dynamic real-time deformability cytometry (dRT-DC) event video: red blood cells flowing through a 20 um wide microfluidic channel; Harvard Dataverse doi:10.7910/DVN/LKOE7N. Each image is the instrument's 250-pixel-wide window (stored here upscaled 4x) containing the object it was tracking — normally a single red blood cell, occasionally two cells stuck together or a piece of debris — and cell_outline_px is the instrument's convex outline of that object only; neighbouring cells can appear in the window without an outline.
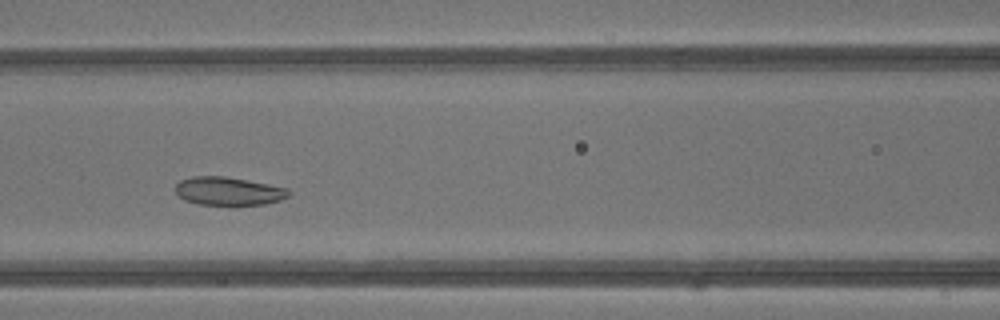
{"species": "common noctule bat (a hibernating species)", "species_latin": "Nyctalus noctula", "temperature_condition": "warm", "stored_images_in_passage": 37, "camera_frame_rate_fps": 3000, "um_per_image_px": 0.085, "animal": {"sex": "male", "body_mass_g": 13.3}, "frame": {"image": 1, "passage_image": 13, "time_ms": 4.0, "image_size_px": [1000, 320], "cell_outline_px": [[292, 192], [288, 196], [280, 200], [264, 204], [200, 204], [184, 200], [176, 192], [176, 184], [180, 180], [192, 176], [224, 176], [268, 184], [288, 188]], "centroid_in_image_um": [19.42, 16.23], "position_along_channel_um": 147.2, "area_um2": 18.44}}
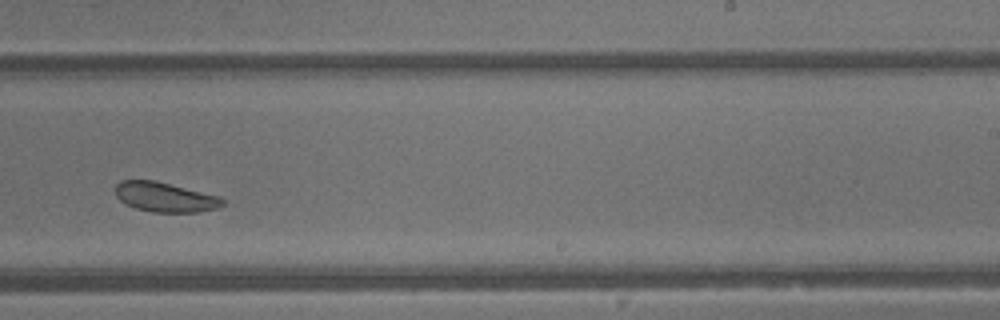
{"frame": {"image": 2, "passage_image": 21, "time_ms": 6.667, "image_size_px": [1000, 320], "cell_outline_px": [[224, 204], [220, 208], [200, 212], [152, 212], [136, 208], [124, 204], [116, 196], [116, 184], [120, 180], [156, 180], [220, 196], [224, 200]], "centroid_in_image_um": [14.05, 16.75], "position_along_channel_um": 275.0, "area_um2": 18.79}}
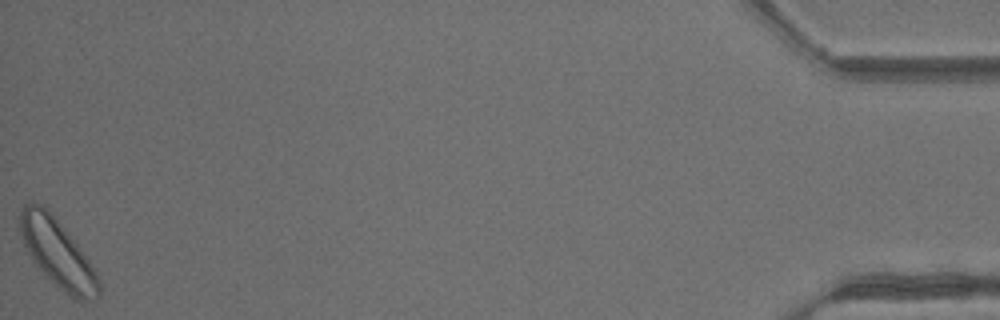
{"frame": {"image": 3, "passage_image": 37, "time_ms": 12.0, "image_size_px": [1000, 320], "cell_outline_px": [[100, 296], [96, 300], [80, 300], [68, 296], [36, 268], [24, 244], [20, 232], [20, 208], [24, 204], [32, 200], [44, 204], [48, 208], [80, 248], [96, 272], [100, 280]], "centroid_in_image_um": [4.87, 21.51], "position_along_channel_um": 430.3, "area_um2": 31.56}, "authors_computed_cell_mechanics": {"area_um2": 21.097, "velocity_mm_per_s": 4.8172, "shape_relaxation_time_tau1_ms": 1.7707, "shape_relaxation_time_tau2_ms": null, "deformation_change_tau1": 0.035, "deformation_change_tau2": null}}